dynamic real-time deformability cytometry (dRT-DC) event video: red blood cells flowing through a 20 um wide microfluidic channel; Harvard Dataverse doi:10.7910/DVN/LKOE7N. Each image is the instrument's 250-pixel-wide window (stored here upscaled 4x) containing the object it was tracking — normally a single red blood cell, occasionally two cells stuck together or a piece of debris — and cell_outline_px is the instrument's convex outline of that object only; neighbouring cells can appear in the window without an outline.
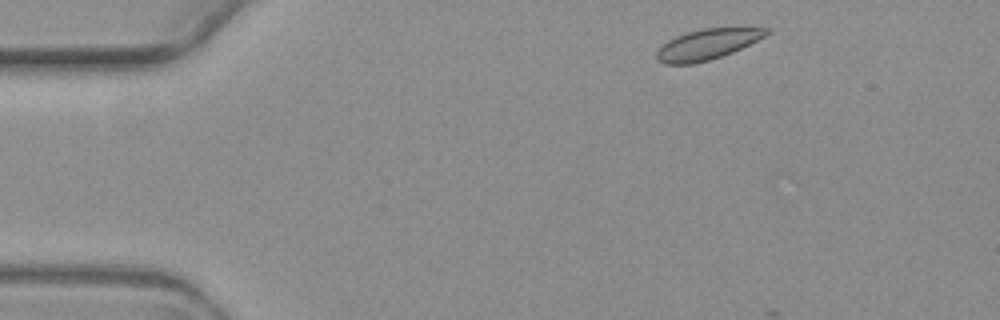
{"species": "common noctule bat (a hibernating species)", "species_latin": "Nyctalus noctula", "temperature_condition": "warm", "stored_images_in_passage": 4, "segment_of_instrument_passage": [2, 2], "camera_frame_rate_fps": 3000, "um_per_image_px": 0.085, "animal": {"sex": "female", "body_mass_g": 19.3, "forearm_length_mm": 54.1}, "frame": {"image": 1, "passage_image": 4, "time_ms": 3.667, "image_size_px": [1000, 320], "cell_outline_px": [[772, 32], [732, 52], [708, 60], [692, 64], [664, 64], [656, 60], [656, 52], [668, 40], [676, 36], [688, 32], [704, 28], [768, 28]], "centroid_in_image_um": [60.08, 3.77], "position_along_channel_um": 24.9, "area_um2": 19.13}}